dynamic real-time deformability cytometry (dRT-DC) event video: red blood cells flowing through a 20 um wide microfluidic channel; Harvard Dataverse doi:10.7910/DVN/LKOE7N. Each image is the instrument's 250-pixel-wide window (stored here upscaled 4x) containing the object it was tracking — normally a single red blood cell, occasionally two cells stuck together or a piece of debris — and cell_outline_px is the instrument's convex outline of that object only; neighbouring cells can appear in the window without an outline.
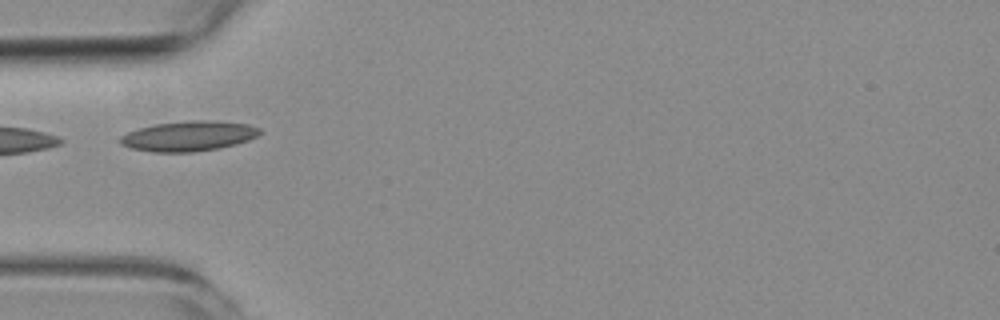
{"species": "common noctule bat (a hibernating species)", "species_latin": "Nyctalus noctula", "temperature_condition": "room temperature", "stored_images_in_passage": 7, "camera_frame_rate_fps": 3000, "um_per_image_px": 0.085, "animal": {"sex": "female", "body_mass_g": 19.3, "forearm_length_mm": 54.1}, "frame": {"image": 1, "passage_image": 5, "time_ms": 4.667, "image_size_px": [1000, 320], "cell_outline_px": [[260, 132], [256, 136], [248, 140], [236, 144], [216, 148], [192, 152], [152, 152], [132, 148], [120, 144], [120, 136], [128, 132], [140, 128], [156, 124], [188, 120], [212, 120], [248, 124], [260, 128]], "centroid_in_image_um": [16.03, 11.56], "position_along_channel_um": 69.0, "area_um2": 24.28}}
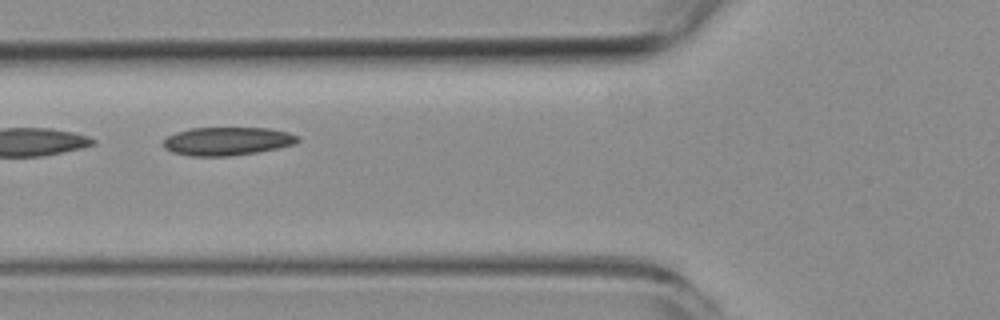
{"frame": {"image": 2, "passage_image": 6, "time_ms": 5.667, "image_size_px": [1000, 320], "cell_outline_px": [[300, 140], [296, 144], [256, 152], [228, 156], [192, 156], [172, 152], [164, 148], [164, 140], [168, 136], [176, 132], [192, 128], [272, 128], [288, 132], [300, 136]], "centroid_in_image_um": [19.35, 11.99], "position_along_channel_um": 106.5, "area_um2": 22.14}}
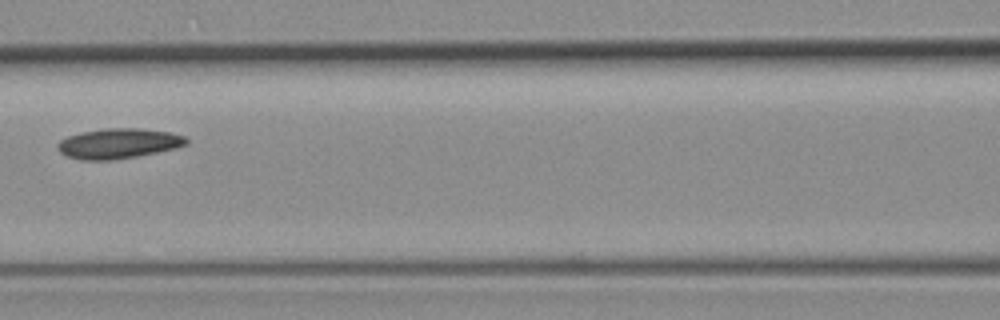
{"frame": {"image": 3, "passage_image": 7, "time_ms": 7.0, "image_size_px": [1000, 320], "cell_outline_px": [[188, 144], [176, 148], [136, 156], [112, 160], [80, 160], [68, 156], [60, 152], [56, 148], [56, 144], [60, 140], [68, 136], [80, 132], [104, 128], [140, 128], [172, 132], [184, 136], [188, 140]], "centroid_in_image_um": [10.06, 12.18], "position_along_channel_um": 156.5, "area_um2": 22.72}}